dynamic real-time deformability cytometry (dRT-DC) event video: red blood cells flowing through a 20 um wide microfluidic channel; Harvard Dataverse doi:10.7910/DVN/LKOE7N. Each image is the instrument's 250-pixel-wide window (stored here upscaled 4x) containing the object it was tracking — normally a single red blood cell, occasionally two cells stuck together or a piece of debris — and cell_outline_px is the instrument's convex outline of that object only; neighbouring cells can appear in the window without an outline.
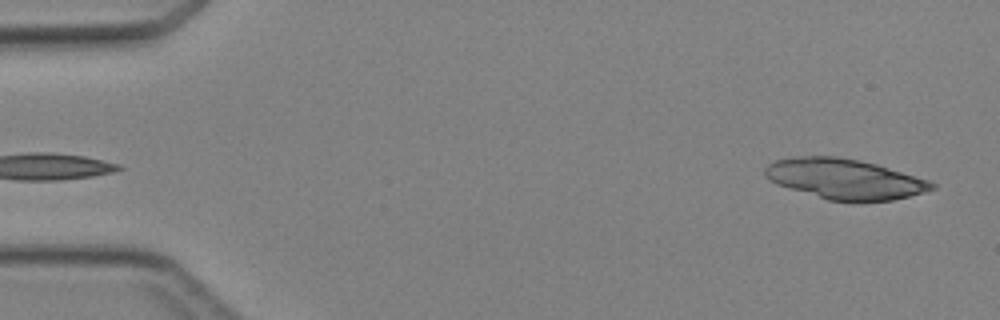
{"species": "Egyptian fruit bat (a non-hibernating species)", "species_latin": "Rousettus aegyptiacus", "temperature_condition": "cold", "stored_images_in_passage": 18, "camera_frame_rate_fps": 3000, "um_per_image_px": 0.085, "animal": {"sex": "female"}, "frame": {"image": 1, "passage_image": 1, "time_ms": 0.0, "image_size_px": [1000, 320], "cell_outline_px": [[936, 188], [924, 192], [892, 200], [828, 200], [776, 184], [764, 176], [764, 168], [768, 164], [776, 160], [796, 156], [836, 156], [860, 160], [876, 164], [928, 180], [936, 184]], "centroid_in_image_um": [71.76, 15.19], "position_along_channel_um": 13.2, "area_um2": 38.67}}
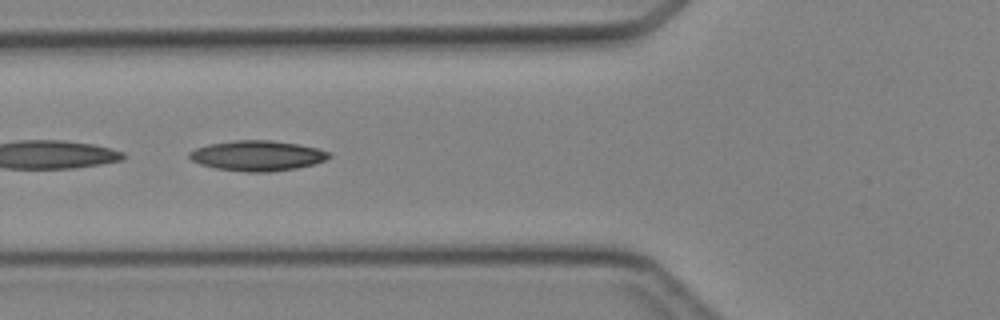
{"frame": {"image": 2, "passage_image": 16, "time_ms": 5.0, "image_size_px": [1000, 320], "cell_outline_px": [[332, 156], [324, 160], [312, 164], [296, 168], [268, 172], [244, 172], [216, 168], [200, 164], [192, 160], [188, 156], [188, 152], [196, 148], [208, 144], [232, 140], [272, 140], [300, 144], [332, 152]], "centroid_in_image_um": [21.87, 13.22], "position_along_channel_um": 103.9, "area_um2": 24.74}}